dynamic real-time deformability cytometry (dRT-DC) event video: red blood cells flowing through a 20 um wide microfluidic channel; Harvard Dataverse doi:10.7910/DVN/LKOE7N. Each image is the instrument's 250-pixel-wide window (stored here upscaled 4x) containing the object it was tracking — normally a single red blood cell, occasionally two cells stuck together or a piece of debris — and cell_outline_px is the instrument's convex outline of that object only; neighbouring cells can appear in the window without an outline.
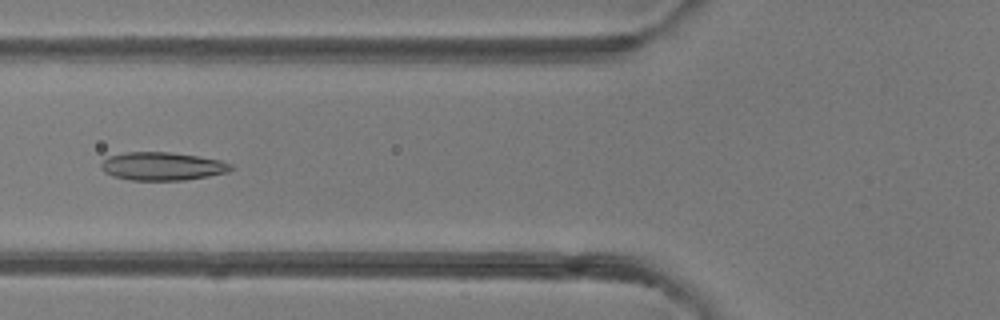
{"species": "common noctule bat (a hibernating species)", "species_latin": "Nyctalus noctula", "temperature_condition": "room temperature", "stored_images_in_passage": 6, "camera_frame_rate_fps": 3000, "um_per_image_px": 0.085, "animal": {"sex": "female"}, "frame": {"image": 1, "passage_image": 6, "time_ms": 5.667, "image_size_px": [1000, 320], "cell_outline_px": [[232, 168], [228, 172], [208, 176], [184, 180], [128, 180], [112, 176], [104, 172], [100, 168], [100, 164], [108, 156], [124, 152], [168, 152], [196, 156], [220, 160], [232, 164]], "centroid_in_image_um": [13.75, 14.13], "position_along_channel_um": 112.1, "area_um2": 21.33}}